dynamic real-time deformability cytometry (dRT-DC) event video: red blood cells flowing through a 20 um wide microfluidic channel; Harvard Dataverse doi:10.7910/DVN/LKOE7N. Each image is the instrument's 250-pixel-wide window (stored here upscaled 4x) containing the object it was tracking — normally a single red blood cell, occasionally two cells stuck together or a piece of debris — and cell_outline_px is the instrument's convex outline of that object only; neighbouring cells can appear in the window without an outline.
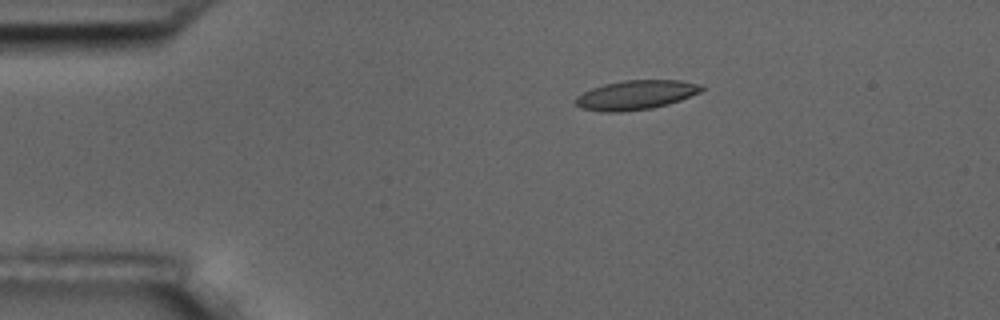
{"species": "common noctule bat (a hibernating species)", "species_latin": "Nyctalus noctula", "temperature_condition": "room temperature", "stored_images_in_passage": 5, "camera_frame_rate_fps": 3000, "um_per_image_px": 0.085, "animal": {"sex": "male", "body_mass_g": 17.5, "forearm_length_mm": 52.3}, "frame": {"image": 1, "passage_image": 3, "time_ms": 2.333, "image_size_px": [1000, 320], "cell_outline_px": [[704, 88], [700, 92], [680, 100], [668, 104], [652, 108], [620, 112], [600, 112], [580, 108], [572, 100], [576, 96], [592, 88], [604, 84], [624, 80], [680, 80], [704, 84]], "centroid_in_image_um": [54.04, 8.07], "position_along_channel_um": 31.0, "area_um2": 21.73}}
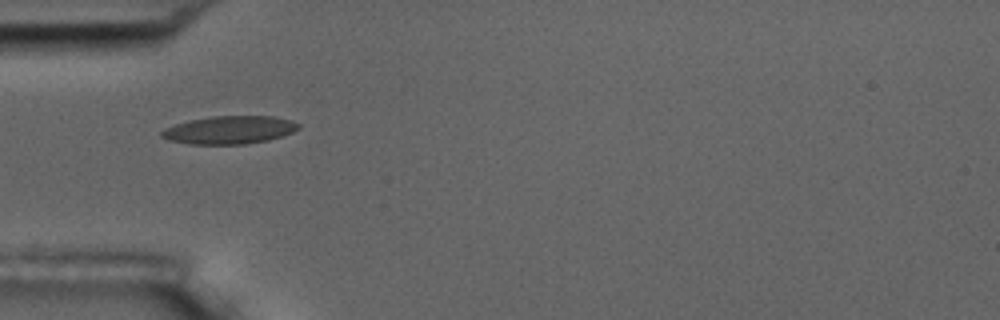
{"frame": {"image": 2, "passage_image": 5, "time_ms": 4.667, "image_size_px": [1000, 320], "cell_outline_px": [[300, 128], [292, 132], [268, 140], [244, 144], [188, 144], [168, 140], [160, 136], [160, 132], [164, 128], [188, 120], [212, 116], [276, 116], [300, 124]], "centroid_in_image_um": [19.46, 11.04], "position_along_channel_um": 65.5, "area_um2": 22.31}}